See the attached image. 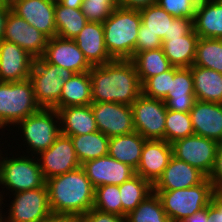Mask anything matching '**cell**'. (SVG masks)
<instances>
[{
    "label": "cell",
    "instance_id": "obj_1",
    "mask_svg": "<svg viewBox=\"0 0 222 222\" xmlns=\"http://www.w3.org/2000/svg\"><path fill=\"white\" fill-rule=\"evenodd\" d=\"M92 102L132 103L142 94V84L131 60H113L92 66Z\"/></svg>",
    "mask_w": 222,
    "mask_h": 222
},
{
    "label": "cell",
    "instance_id": "obj_2",
    "mask_svg": "<svg viewBox=\"0 0 222 222\" xmlns=\"http://www.w3.org/2000/svg\"><path fill=\"white\" fill-rule=\"evenodd\" d=\"M52 213L81 215L93 208L95 188L79 168L46 180Z\"/></svg>",
    "mask_w": 222,
    "mask_h": 222
},
{
    "label": "cell",
    "instance_id": "obj_3",
    "mask_svg": "<svg viewBox=\"0 0 222 222\" xmlns=\"http://www.w3.org/2000/svg\"><path fill=\"white\" fill-rule=\"evenodd\" d=\"M105 47L115 60H130L141 25L139 10L117 7L103 23Z\"/></svg>",
    "mask_w": 222,
    "mask_h": 222
},
{
    "label": "cell",
    "instance_id": "obj_4",
    "mask_svg": "<svg viewBox=\"0 0 222 222\" xmlns=\"http://www.w3.org/2000/svg\"><path fill=\"white\" fill-rule=\"evenodd\" d=\"M216 191L212 182L206 178L202 183L190 188L153 192L159 196L170 222H182L207 208Z\"/></svg>",
    "mask_w": 222,
    "mask_h": 222
},
{
    "label": "cell",
    "instance_id": "obj_5",
    "mask_svg": "<svg viewBox=\"0 0 222 222\" xmlns=\"http://www.w3.org/2000/svg\"><path fill=\"white\" fill-rule=\"evenodd\" d=\"M40 109L30 79L0 82V129L15 127Z\"/></svg>",
    "mask_w": 222,
    "mask_h": 222
},
{
    "label": "cell",
    "instance_id": "obj_6",
    "mask_svg": "<svg viewBox=\"0 0 222 222\" xmlns=\"http://www.w3.org/2000/svg\"><path fill=\"white\" fill-rule=\"evenodd\" d=\"M75 73L47 63L42 57L34 60L29 79L32 82L35 99L41 108L60 109L63 85Z\"/></svg>",
    "mask_w": 222,
    "mask_h": 222
},
{
    "label": "cell",
    "instance_id": "obj_7",
    "mask_svg": "<svg viewBox=\"0 0 222 222\" xmlns=\"http://www.w3.org/2000/svg\"><path fill=\"white\" fill-rule=\"evenodd\" d=\"M2 155L4 154L0 152V185L12 194L40 188L46 184L39 161L33 154L32 158L26 154L19 157L16 155V158L14 155L9 158Z\"/></svg>",
    "mask_w": 222,
    "mask_h": 222
},
{
    "label": "cell",
    "instance_id": "obj_8",
    "mask_svg": "<svg viewBox=\"0 0 222 222\" xmlns=\"http://www.w3.org/2000/svg\"><path fill=\"white\" fill-rule=\"evenodd\" d=\"M17 126L24 137L23 142L28 144L26 150H30L34 155L48 149L61 134L60 118L56 109L41 108L20 121Z\"/></svg>",
    "mask_w": 222,
    "mask_h": 222
},
{
    "label": "cell",
    "instance_id": "obj_9",
    "mask_svg": "<svg viewBox=\"0 0 222 222\" xmlns=\"http://www.w3.org/2000/svg\"><path fill=\"white\" fill-rule=\"evenodd\" d=\"M13 195L8 216L1 213V222H43L52 213L46 184Z\"/></svg>",
    "mask_w": 222,
    "mask_h": 222
},
{
    "label": "cell",
    "instance_id": "obj_10",
    "mask_svg": "<svg viewBox=\"0 0 222 222\" xmlns=\"http://www.w3.org/2000/svg\"><path fill=\"white\" fill-rule=\"evenodd\" d=\"M135 131L145 139L165 140V119L167 108L161 99L145 96L143 93L132 103Z\"/></svg>",
    "mask_w": 222,
    "mask_h": 222
},
{
    "label": "cell",
    "instance_id": "obj_11",
    "mask_svg": "<svg viewBox=\"0 0 222 222\" xmlns=\"http://www.w3.org/2000/svg\"><path fill=\"white\" fill-rule=\"evenodd\" d=\"M217 146L216 141L194 134L172 143L173 156L199 169L208 177L214 166Z\"/></svg>",
    "mask_w": 222,
    "mask_h": 222
},
{
    "label": "cell",
    "instance_id": "obj_12",
    "mask_svg": "<svg viewBox=\"0 0 222 222\" xmlns=\"http://www.w3.org/2000/svg\"><path fill=\"white\" fill-rule=\"evenodd\" d=\"M98 131L109 138L135 132L131 105L114 102H92Z\"/></svg>",
    "mask_w": 222,
    "mask_h": 222
},
{
    "label": "cell",
    "instance_id": "obj_13",
    "mask_svg": "<svg viewBox=\"0 0 222 222\" xmlns=\"http://www.w3.org/2000/svg\"><path fill=\"white\" fill-rule=\"evenodd\" d=\"M37 159L45 180L81 166L71 138L63 134H60L48 149L41 151Z\"/></svg>",
    "mask_w": 222,
    "mask_h": 222
},
{
    "label": "cell",
    "instance_id": "obj_14",
    "mask_svg": "<svg viewBox=\"0 0 222 222\" xmlns=\"http://www.w3.org/2000/svg\"><path fill=\"white\" fill-rule=\"evenodd\" d=\"M3 40L15 43L36 59L43 56L48 38L10 10Z\"/></svg>",
    "mask_w": 222,
    "mask_h": 222
},
{
    "label": "cell",
    "instance_id": "obj_15",
    "mask_svg": "<svg viewBox=\"0 0 222 222\" xmlns=\"http://www.w3.org/2000/svg\"><path fill=\"white\" fill-rule=\"evenodd\" d=\"M42 58L58 67H64L75 74L90 71L92 65L73 39L55 36L48 39Z\"/></svg>",
    "mask_w": 222,
    "mask_h": 222
},
{
    "label": "cell",
    "instance_id": "obj_16",
    "mask_svg": "<svg viewBox=\"0 0 222 222\" xmlns=\"http://www.w3.org/2000/svg\"><path fill=\"white\" fill-rule=\"evenodd\" d=\"M94 188L103 185H121L135 175L129 165L117 161L108 154L81 164Z\"/></svg>",
    "mask_w": 222,
    "mask_h": 222
},
{
    "label": "cell",
    "instance_id": "obj_17",
    "mask_svg": "<svg viewBox=\"0 0 222 222\" xmlns=\"http://www.w3.org/2000/svg\"><path fill=\"white\" fill-rule=\"evenodd\" d=\"M55 3L56 0H18L11 10L51 39L57 36Z\"/></svg>",
    "mask_w": 222,
    "mask_h": 222
},
{
    "label": "cell",
    "instance_id": "obj_18",
    "mask_svg": "<svg viewBox=\"0 0 222 222\" xmlns=\"http://www.w3.org/2000/svg\"><path fill=\"white\" fill-rule=\"evenodd\" d=\"M35 58L15 43L0 41V82L27 80Z\"/></svg>",
    "mask_w": 222,
    "mask_h": 222
},
{
    "label": "cell",
    "instance_id": "obj_19",
    "mask_svg": "<svg viewBox=\"0 0 222 222\" xmlns=\"http://www.w3.org/2000/svg\"><path fill=\"white\" fill-rule=\"evenodd\" d=\"M172 156V144L165 140L147 139L135 174L153 185L168 166Z\"/></svg>",
    "mask_w": 222,
    "mask_h": 222
},
{
    "label": "cell",
    "instance_id": "obj_20",
    "mask_svg": "<svg viewBox=\"0 0 222 222\" xmlns=\"http://www.w3.org/2000/svg\"><path fill=\"white\" fill-rule=\"evenodd\" d=\"M206 178L199 169L172 156L162 175L153 184V191L190 188L202 183Z\"/></svg>",
    "mask_w": 222,
    "mask_h": 222
},
{
    "label": "cell",
    "instance_id": "obj_21",
    "mask_svg": "<svg viewBox=\"0 0 222 222\" xmlns=\"http://www.w3.org/2000/svg\"><path fill=\"white\" fill-rule=\"evenodd\" d=\"M189 114L195 135L222 142V103L196 100Z\"/></svg>",
    "mask_w": 222,
    "mask_h": 222
},
{
    "label": "cell",
    "instance_id": "obj_22",
    "mask_svg": "<svg viewBox=\"0 0 222 222\" xmlns=\"http://www.w3.org/2000/svg\"><path fill=\"white\" fill-rule=\"evenodd\" d=\"M73 40L92 66L114 60L105 47L104 27L100 22L88 21Z\"/></svg>",
    "mask_w": 222,
    "mask_h": 222
},
{
    "label": "cell",
    "instance_id": "obj_23",
    "mask_svg": "<svg viewBox=\"0 0 222 222\" xmlns=\"http://www.w3.org/2000/svg\"><path fill=\"white\" fill-rule=\"evenodd\" d=\"M196 101L191 67H174L172 92L163 100L169 110L190 112Z\"/></svg>",
    "mask_w": 222,
    "mask_h": 222
},
{
    "label": "cell",
    "instance_id": "obj_24",
    "mask_svg": "<svg viewBox=\"0 0 222 222\" xmlns=\"http://www.w3.org/2000/svg\"><path fill=\"white\" fill-rule=\"evenodd\" d=\"M60 132L65 136H77L98 131L91 105L64 107L57 110Z\"/></svg>",
    "mask_w": 222,
    "mask_h": 222
},
{
    "label": "cell",
    "instance_id": "obj_25",
    "mask_svg": "<svg viewBox=\"0 0 222 222\" xmlns=\"http://www.w3.org/2000/svg\"><path fill=\"white\" fill-rule=\"evenodd\" d=\"M194 30L201 38L222 39V0H199Z\"/></svg>",
    "mask_w": 222,
    "mask_h": 222
},
{
    "label": "cell",
    "instance_id": "obj_26",
    "mask_svg": "<svg viewBox=\"0 0 222 222\" xmlns=\"http://www.w3.org/2000/svg\"><path fill=\"white\" fill-rule=\"evenodd\" d=\"M146 140L136 131L127 135L111 137L109 139L108 155L129 165L136 171Z\"/></svg>",
    "mask_w": 222,
    "mask_h": 222
},
{
    "label": "cell",
    "instance_id": "obj_27",
    "mask_svg": "<svg viewBox=\"0 0 222 222\" xmlns=\"http://www.w3.org/2000/svg\"><path fill=\"white\" fill-rule=\"evenodd\" d=\"M194 95L203 102L222 103V74L200 66H191Z\"/></svg>",
    "mask_w": 222,
    "mask_h": 222
},
{
    "label": "cell",
    "instance_id": "obj_28",
    "mask_svg": "<svg viewBox=\"0 0 222 222\" xmlns=\"http://www.w3.org/2000/svg\"><path fill=\"white\" fill-rule=\"evenodd\" d=\"M198 39L199 36L193 30L184 37L162 40V49L174 67H191L195 60Z\"/></svg>",
    "mask_w": 222,
    "mask_h": 222
},
{
    "label": "cell",
    "instance_id": "obj_29",
    "mask_svg": "<svg viewBox=\"0 0 222 222\" xmlns=\"http://www.w3.org/2000/svg\"><path fill=\"white\" fill-rule=\"evenodd\" d=\"M130 60L136 68L142 85L150 77L166 72L173 67L168 58L165 56L162 48L134 53Z\"/></svg>",
    "mask_w": 222,
    "mask_h": 222
},
{
    "label": "cell",
    "instance_id": "obj_30",
    "mask_svg": "<svg viewBox=\"0 0 222 222\" xmlns=\"http://www.w3.org/2000/svg\"><path fill=\"white\" fill-rule=\"evenodd\" d=\"M91 79L89 71L74 74L63 85L60 96V108L91 105Z\"/></svg>",
    "mask_w": 222,
    "mask_h": 222
},
{
    "label": "cell",
    "instance_id": "obj_31",
    "mask_svg": "<svg viewBox=\"0 0 222 222\" xmlns=\"http://www.w3.org/2000/svg\"><path fill=\"white\" fill-rule=\"evenodd\" d=\"M80 164L108 154L109 137L96 131L77 136H69Z\"/></svg>",
    "mask_w": 222,
    "mask_h": 222
},
{
    "label": "cell",
    "instance_id": "obj_32",
    "mask_svg": "<svg viewBox=\"0 0 222 222\" xmlns=\"http://www.w3.org/2000/svg\"><path fill=\"white\" fill-rule=\"evenodd\" d=\"M81 9L63 6L58 0L55 3V24L57 36L74 39L87 23Z\"/></svg>",
    "mask_w": 222,
    "mask_h": 222
},
{
    "label": "cell",
    "instance_id": "obj_33",
    "mask_svg": "<svg viewBox=\"0 0 222 222\" xmlns=\"http://www.w3.org/2000/svg\"><path fill=\"white\" fill-rule=\"evenodd\" d=\"M122 203V217L134 210L148 195L153 192V185L135 174L129 180L119 185Z\"/></svg>",
    "mask_w": 222,
    "mask_h": 222
},
{
    "label": "cell",
    "instance_id": "obj_34",
    "mask_svg": "<svg viewBox=\"0 0 222 222\" xmlns=\"http://www.w3.org/2000/svg\"><path fill=\"white\" fill-rule=\"evenodd\" d=\"M141 25L138 31H150L161 40L169 35L170 24L175 17L168 14L161 6L154 4L139 10Z\"/></svg>",
    "mask_w": 222,
    "mask_h": 222
},
{
    "label": "cell",
    "instance_id": "obj_35",
    "mask_svg": "<svg viewBox=\"0 0 222 222\" xmlns=\"http://www.w3.org/2000/svg\"><path fill=\"white\" fill-rule=\"evenodd\" d=\"M193 65L222 74V39L199 37Z\"/></svg>",
    "mask_w": 222,
    "mask_h": 222
},
{
    "label": "cell",
    "instance_id": "obj_36",
    "mask_svg": "<svg viewBox=\"0 0 222 222\" xmlns=\"http://www.w3.org/2000/svg\"><path fill=\"white\" fill-rule=\"evenodd\" d=\"M125 222H170V220L159 196L152 192L126 215Z\"/></svg>",
    "mask_w": 222,
    "mask_h": 222
},
{
    "label": "cell",
    "instance_id": "obj_37",
    "mask_svg": "<svg viewBox=\"0 0 222 222\" xmlns=\"http://www.w3.org/2000/svg\"><path fill=\"white\" fill-rule=\"evenodd\" d=\"M194 135L189 112L167 109L165 119V141L172 144L179 139Z\"/></svg>",
    "mask_w": 222,
    "mask_h": 222
},
{
    "label": "cell",
    "instance_id": "obj_38",
    "mask_svg": "<svg viewBox=\"0 0 222 222\" xmlns=\"http://www.w3.org/2000/svg\"><path fill=\"white\" fill-rule=\"evenodd\" d=\"M93 208L122 216V203L118 185H103L95 188Z\"/></svg>",
    "mask_w": 222,
    "mask_h": 222
},
{
    "label": "cell",
    "instance_id": "obj_39",
    "mask_svg": "<svg viewBox=\"0 0 222 222\" xmlns=\"http://www.w3.org/2000/svg\"><path fill=\"white\" fill-rule=\"evenodd\" d=\"M174 78V66L159 75L150 77L142 85V93L150 98L164 100L168 93L172 92V79Z\"/></svg>",
    "mask_w": 222,
    "mask_h": 222
},
{
    "label": "cell",
    "instance_id": "obj_40",
    "mask_svg": "<svg viewBox=\"0 0 222 222\" xmlns=\"http://www.w3.org/2000/svg\"><path fill=\"white\" fill-rule=\"evenodd\" d=\"M117 7V0H83L80 9L87 21L103 23Z\"/></svg>",
    "mask_w": 222,
    "mask_h": 222
},
{
    "label": "cell",
    "instance_id": "obj_41",
    "mask_svg": "<svg viewBox=\"0 0 222 222\" xmlns=\"http://www.w3.org/2000/svg\"><path fill=\"white\" fill-rule=\"evenodd\" d=\"M198 3L199 0H157V4L173 17L191 20L195 19Z\"/></svg>",
    "mask_w": 222,
    "mask_h": 222
},
{
    "label": "cell",
    "instance_id": "obj_42",
    "mask_svg": "<svg viewBox=\"0 0 222 222\" xmlns=\"http://www.w3.org/2000/svg\"><path fill=\"white\" fill-rule=\"evenodd\" d=\"M194 30V20L189 18H174L170 24L169 35H166L163 40L170 38L184 37Z\"/></svg>",
    "mask_w": 222,
    "mask_h": 222
},
{
    "label": "cell",
    "instance_id": "obj_43",
    "mask_svg": "<svg viewBox=\"0 0 222 222\" xmlns=\"http://www.w3.org/2000/svg\"><path fill=\"white\" fill-rule=\"evenodd\" d=\"M162 48V40L150 31H138L135 53Z\"/></svg>",
    "mask_w": 222,
    "mask_h": 222
},
{
    "label": "cell",
    "instance_id": "obj_44",
    "mask_svg": "<svg viewBox=\"0 0 222 222\" xmlns=\"http://www.w3.org/2000/svg\"><path fill=\"white\" fill-rule=\"evenodd\" d=\"M207 178L216 190H222V142L218 143L214 166Z\"/></svg>",
    "mask_w": 222,
    "mask_h": 222
},
{
    "label": "cell",
    "instance_id": "obj_45",
    "mask_svg": "<svg viewBox=\"0 0 222 222\" xmlns=\"http://www.w3.org/2000/svg\"><path fill=\"white\" fill-rule=\"evenodd\" d=\"M84 222H125V218L112 214L99 211L95 208L90 209L86 214L83 215Z\"/></svg>",
    "mask_w": 222,
    "mask_h": 222
},
{
    "label": "cell",
    "instance_id": "obj_46",
    "mask_svg": "<svg viewBox=\"0 0 222 222\" xmlns=\"http://www.w3.org/2000/svg\"><path fill=\"white\" fill-rule=\"evenodd\" d=\"M209 218L213 222H222V190H217L207 206Z\"/></svg>",
    "mask_w": 222,
    "mask_h": 222
},
{
    "label": "cell",
    "instance_id": "obj_47",
    "mask_svg": "<svg viewBox=\"0 0 222 222\" xmlns=\"http://www.w3.org/2000/svg\"><path fill=\"white\" fill-rule=\"evenodd\" d=\"M117 4L125 9L141 10L157 4V0H117Z\"/></svg>",
    "mask_w": 222,
    "mask_h": 222
},
{
    "label": "cell",
    "instance_id": "obj_48",
    "mask_svg": "<svg viewBox=\"0 0 222 222\" xmlns=\"http://www.w3.org/2000/svg\"><path fill=\"white\" fill-rule=\"evenodd\" d=\"M43 222H84L83 216L51 213Z\"/></svg>",
    "mask_w": 222,
    "mask_h": 222
},
{
    "label": "cell",
    "instance_id": "obj_49",
    "mask_svg": "<svg viewBox=\"0 0 222 222\" xmlns=\"http://www.w3.org/2000/svg\"><path fill=\"white\" fill-rule=\"evenodd\" d=\"M11 6L0 2V41L3 40L5 25Z\"/></svg>",
    "mask_w": 222,
    "mask_h": 222
},
{
    "label": "cell",
    "instance_id": "obj_50",
    "mask_svg": "<svg viewBox=\"0 0 222 222\" xmlns=\"http://www.w3.org/2000/svg\"><path fill=\"white\" fill-rule=\"evenodd\" d=\"M182 222H210L208 209L205 208L202 211L196 212L192 216L187 217Z\"/></svg>",
    "mask_w": 222,
    "mask_h": 222
},
{
    "label": "cell",
    "instance_id": "obj_51",
    "mask_svg": "<svg viewBox=\"0 0 222 222\" xmlns=\"http://www.w3.org/2000/svg\"><path fill=\"white\" fill-rule=\"evenodd\" d=\"M63 6L73 9H80L83 0H58Z\"/></svg>",
    "mask_w": 222,
    "mask_h": 222
},
{
    "label": "cell",
    "instance_id": "obj_52",
    "mask_svg": "<svg viewBox=\"0 0 222 222\" xmlns=\"http://www.w3.org/2000/svg\"><path fill=\"white\" fill-rule=\"evenodd\" d=\"M16 1L18 0H0L3 4H7L9 6H12Z\"/></svg>",
    "mask_w": 222,
    "mask_h": 222
},
{
    "label": "cell",
    "instance_id": "obj_53",
    "mask_svg": "<svg viewBox=\"0 0 222 222\" xmlns=\"http://www.w3.org/2000/svg\"><path fill=\"white\" fill-rule=\"evenodd\" d=\"M0 193H1V194H0V210H1V211H0V218H1V212H2V209H1L2 207H1V206H2V203H3V199H4V198H3L2 192H0ZM0 222H1V219H0Z\"/></svg>",
    "mask_w": 222,
    "mask_h": 222
}]
</instances>
